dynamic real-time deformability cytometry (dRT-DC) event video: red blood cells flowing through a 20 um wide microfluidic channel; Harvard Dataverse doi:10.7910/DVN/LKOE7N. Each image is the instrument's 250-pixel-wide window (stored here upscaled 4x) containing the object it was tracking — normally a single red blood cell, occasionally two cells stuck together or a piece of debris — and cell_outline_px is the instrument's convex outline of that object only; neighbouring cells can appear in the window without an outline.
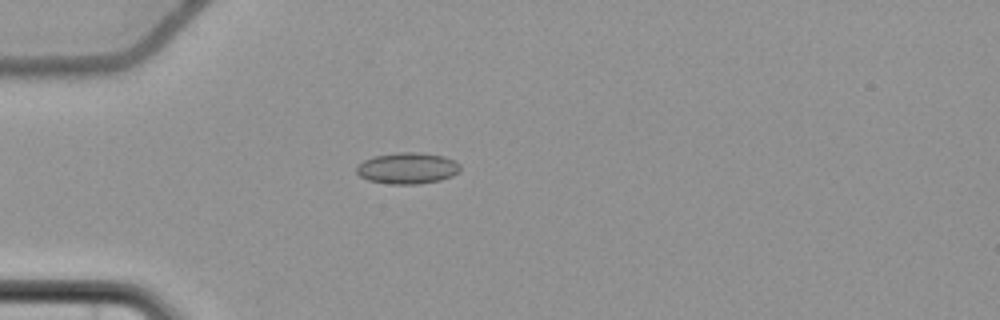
{"species": "common noctule bat (a hibernating species)", "species_latin": "Nyctalus noctula", "temperature_condition": "cold", "stored_images_in_passage": 30, "camera_frame_rate_fps": 3000, "um_per_image_px": 0.085, "animal": {"sex": "female", "body_mass_g": 22.7, "forearm_length_mm": 54.2}, "frame": {"image": 1, "passage_image": 1, "time_ms": 0.0, "image_size_px": [1000, 320], "cell_outline_px": [[460, 168], [452, 176], [440, 180], [420, 184], [392, 184], [368, 180], [360, 176], [356, 172], [356, 168], [364, 160], [372, 156], [396, 152], [420, 152], [444, 156], [456, 160], [460, 164]], "centroid_in_image_um": [34.64, 14.28], "position_along_channel_um": 50.4, "area_um2": 19.02}}
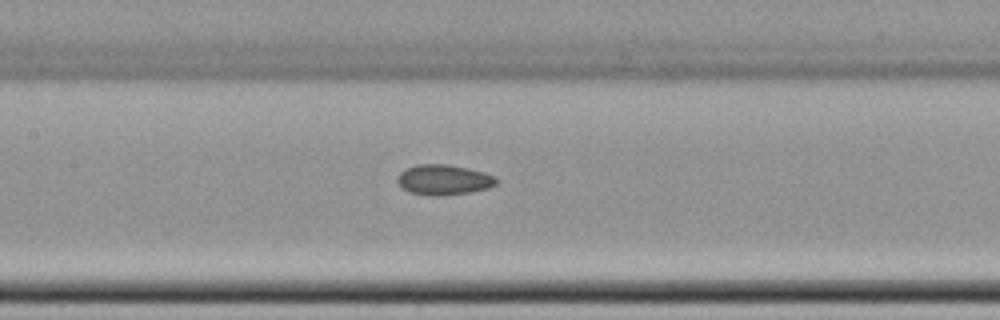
{"frame": {"image": 2, "passage_image": 12, "time_ms": 3.667, "image_size_px": [1000, 320], "cell_outline_px": [[500, 180], [496, 184], [488, 188], [468, 192], [440, 196], [428, 196], [408, 192], [396, 180], [396, 176], [404, 168], [416, 164], [448, 164], [468, 168], [484, 172], [496, 176]], "centroid_in_image_um": [37.71, 15.27], "position_along_channel_um": 169.7, "area_um2": 17.74}}
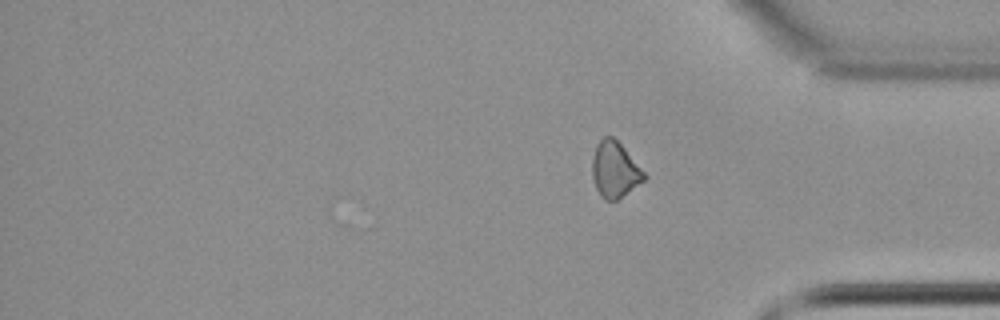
{"frame": {"image": 3, "passage_image": 30, "time_ms": 9.667, "image_size_px": [1000, 320], "cell_outline_px": [[648, 176], [644, 180], [616, 200], [608, 200], [600, 196], [596, 188], [592, 176], [592, 156], [596, 144], [604, 136], [612, 136], [624, 148]], "centroid_in_image_um": [52.23, 14.41], "position_along_channel_um": 383.0, "area_um2": 16.7}, "authors_computed_cell_mechanics": {"area_um2": 17.3689, "velocity_mm_per_s": 3.6963, "shape_relaxation_time_tau1_ms": null, "shape_relaxation_time_tau2_ms": 4.0304, "deformation_change_tau1": null, "deformation_change_tau2": 0.0711}}